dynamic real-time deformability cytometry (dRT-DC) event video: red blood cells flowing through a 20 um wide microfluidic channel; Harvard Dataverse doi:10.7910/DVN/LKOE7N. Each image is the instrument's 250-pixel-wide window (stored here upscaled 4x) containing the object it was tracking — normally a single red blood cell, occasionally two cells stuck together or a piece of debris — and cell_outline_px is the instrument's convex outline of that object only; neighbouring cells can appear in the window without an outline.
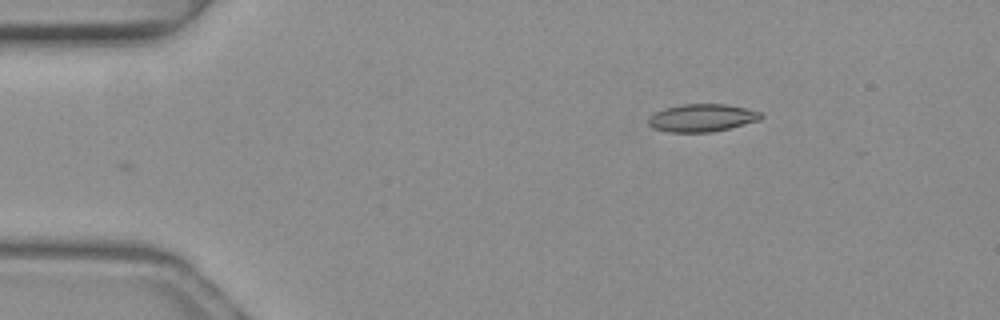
{"species": "common noctule bat (a hibernating species)", "species_latin": "Nyctalus noctula", "temperature_condition": "warm", "stored_images_in_passage": 28, "camera_frame_rate_fps": 3000, "um_per_image_px": 0.085, "animal": {"sex": "female", "body_mass_g": 19.3, "forearm_length_mm": 54.1}, "frame": {"image": 1, "passage_image": 1, "time_ms": 0.0, "image_size_px": [1000, 320], "cell_outline_px": [[764, 116], [760, 120], [712, 132], [668, 132], [652, 128], [648, 124], [648, 116], [664, 108], [680, 104], [724, 104], [744, 108], [760, 112]], "centroid_in_image_um": [59.62, 10.02], "position_along_channel_um": 25.4, "area_um2": 18.15}}
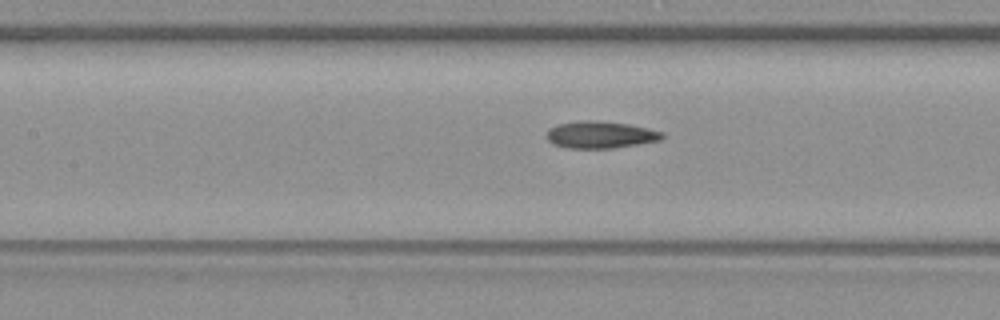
{"frame": {"image": 2, "passage_image": 16, "time_ms": 5.0, "image_size_px": [1000, 320], "cell_outline_px": [[664, 136], [660, 140], [612, 148], [568, 148], [552, 144], [548, 140], [548, 128], [556, 124], [584, 120], [596, 120], [628, 124], [648, 128], [664, 132]], "centroid_in_image_um": [51.02, 11.44], "position_along_channel_um": 156.4, "area_um2": 18.15}}
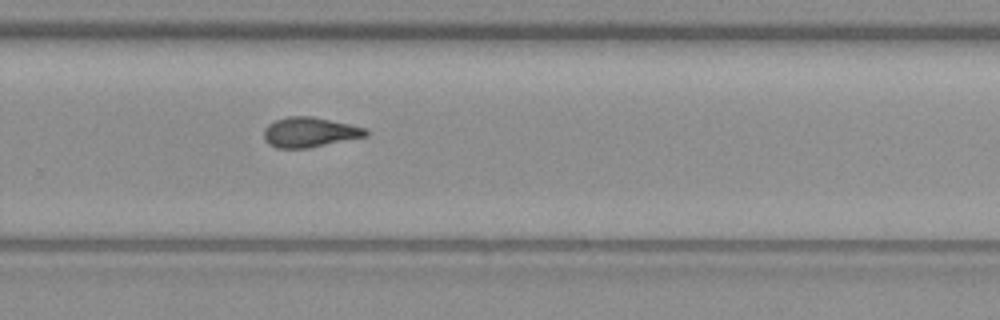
{"frame": {"image": 3, "passage_image": 27, "time_ms": 8.667, "image_size_px": [1000, 320], "cell_outline_px": [[368, 136], [308, 148], [276, 148], [268, 144], [264, 140], [264, 128], [268, 124], [276, 120], [288, 116], [312, 116], [348, 124], [364, 128], [368, 132]], "centroid_in_image_um": [26.28, 11.24], "position_along_channel_um": 303.5, "area_um2": 17.74}}